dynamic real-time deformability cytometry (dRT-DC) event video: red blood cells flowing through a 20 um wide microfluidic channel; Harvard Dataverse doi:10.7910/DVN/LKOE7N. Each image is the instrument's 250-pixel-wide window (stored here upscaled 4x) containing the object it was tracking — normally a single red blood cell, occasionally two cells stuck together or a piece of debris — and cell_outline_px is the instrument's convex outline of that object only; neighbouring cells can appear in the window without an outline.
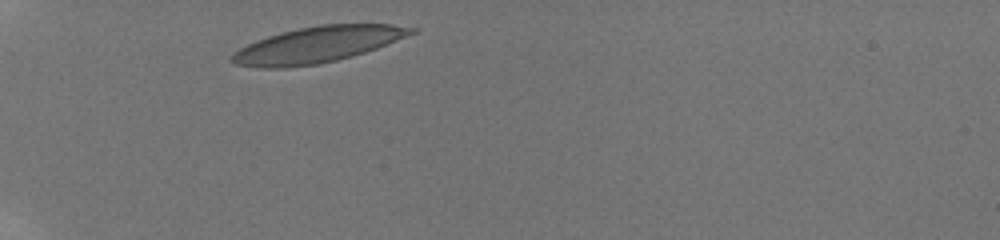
{"species": "human", "species_latin": "Homo sapiens", "temperature_condition": "room temperature", "stored_images_in_passage": 2, "camera_frame_rate_fps": 3000, "um_per_image_px": 0.085, "donor": {"sex": "male"}, "frame": {"image": 1, "passage_image": 1, "time_ms": 0.0, "image_size_px": [1000, 240], "cell_outline_px": [[416, 32], [376, 48], [352, 56], [336, 60], [316, 64], [284, 68], [260, 68], [236, 64], [228, 60], [240, 48], [256, 40], [280, 32], [320, 24], [392, 24], [416, 28]], "centroid_in_image_um": [26.97, 3.79], "position_along_channel_um": 58.0, "area_um2": 37.22}}